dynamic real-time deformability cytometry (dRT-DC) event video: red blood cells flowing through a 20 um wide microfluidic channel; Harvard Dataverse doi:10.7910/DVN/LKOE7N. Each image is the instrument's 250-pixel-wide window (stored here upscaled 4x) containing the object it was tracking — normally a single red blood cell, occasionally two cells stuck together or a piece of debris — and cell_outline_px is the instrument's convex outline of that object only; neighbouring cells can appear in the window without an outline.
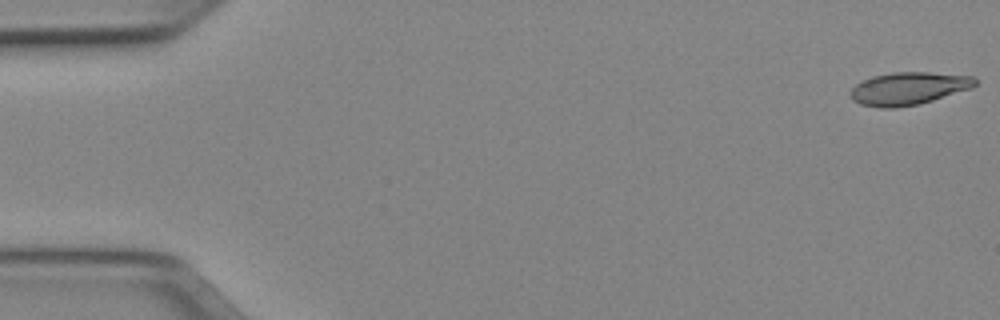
{"species": "Egyptian fruit bat (a non-hibernating species)", "species_latin": "Rousettus aegyptiacus", "temperature_condition": "cold", "stored_images_in_passage": 8, "camera_frame_rate_fps": 3000, "um_per_image_px": 0.085, "animal": {"sex": "female"}, "frame": {"image": 1, "passage_image": 1, "time_ms": 0.0, "image_size_px": [1000, 320], "cell_outline_px": [[976, 84], [972, 88], [920, 104], [896, 108], [880, 108], [860, 104], [852, 100], [852, 88], [856, 84], [872, 76], [892, 72], [928, 72], [972, 76], [976, 80]], "centroid_in_image_um": [77.22, 7.52], "position_along_channel_um": 7.8, "area_um2": 23.7}}